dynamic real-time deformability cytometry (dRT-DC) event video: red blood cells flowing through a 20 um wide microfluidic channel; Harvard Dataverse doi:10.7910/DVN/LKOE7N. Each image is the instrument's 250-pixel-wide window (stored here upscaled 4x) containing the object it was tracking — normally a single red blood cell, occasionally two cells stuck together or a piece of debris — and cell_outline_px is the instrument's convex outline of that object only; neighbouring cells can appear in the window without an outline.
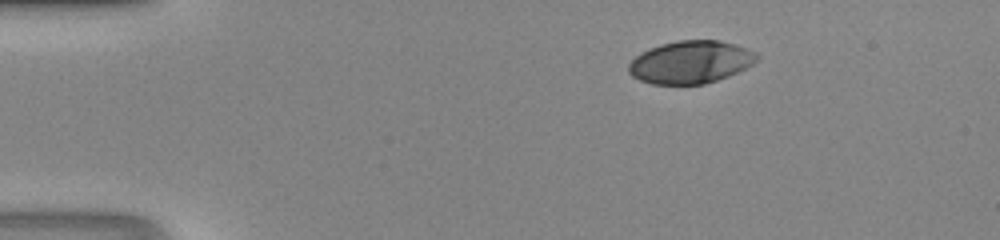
{"species": "human", "species_latin": "Homo sapiens", "temperature_condition": "room temperature", "stored_images_in_passage": 40, "camera_frame_rate_fps": 3000, "um_per_image_px": 0.085, "donor": {"sex": "male"}, "frame": {"image": 1, "passage_image": 1, "time_ms": 0.0, "image_size_px": [1000, 240], "cell_outline_px": [[760, 60], [728, 76], [704, 84], [652, 84], [640, 80], [632, 76], [628, 72], [628, 64], [636, 56], [648, 48], [660, 44], [676, 40], [720, 40], [736, 44], [748, 48], [756, 52], [760, 56]], "centroid_in_image_um": [58.71, 5.26], "position_along_channel_um": 26.3, "area_um2": 32.08}}
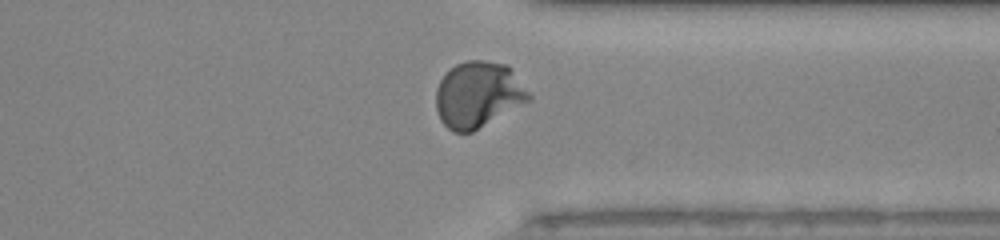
{"frame": {"image": 2, "passage_image": 30, "time_ms": 9.667, "image_size_px": [1000, 240], "cell_outline_px": [[532, 100], [472, 132], [452, 132], [440, 120], [436, 108], [436, 88], [440, 80], [456, 64], [468, 60], [484, 60], [508, 64], [532, 96]], "centroid_in_image_um": [40.66, 8.05], "position_along_channel_um": 370.7, "area_um2": 35.89}}
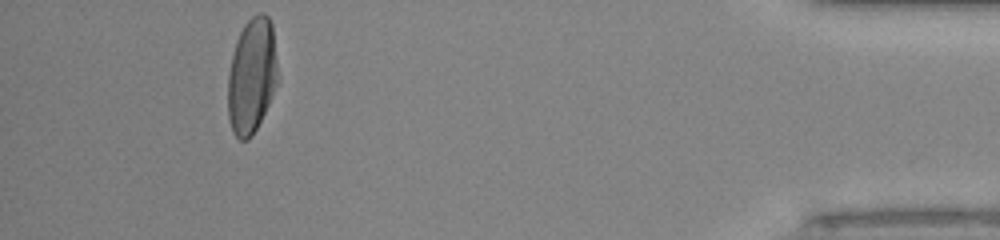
{"frame": {"image": 3, "passage_image": 37, "time_ms": 12.0, "image_size_px": [1000, 240], "cell_outline_px": [[276, 84], [268, 104], [252, 136], [248, 140], [240, 140], [232, 132], [228, 116], [228, 76], [232, 56], [236, 40], [244, 24], [256, 12], [264, 12], [268, 16], [272, 24], [276, 64]], "centroid_in_image_um": [21.37, 6.43], "position_along_channel_um": 413.8, "area_um2": 33.18}}